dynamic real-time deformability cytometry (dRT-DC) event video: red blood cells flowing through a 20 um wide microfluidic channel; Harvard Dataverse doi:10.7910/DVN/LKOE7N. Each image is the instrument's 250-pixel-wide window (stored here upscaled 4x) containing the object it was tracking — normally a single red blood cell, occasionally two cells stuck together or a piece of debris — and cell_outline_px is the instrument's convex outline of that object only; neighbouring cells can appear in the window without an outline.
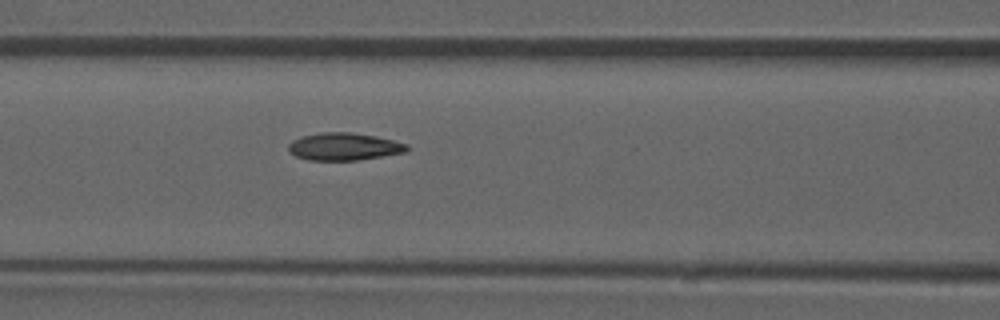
{"species": "common noctule bat (a hibernating species)", "species_latin": "Nyctalus noctula", "temperature_condition": "room temperature", "stored_images_in_passage": 41, "camera_frame_rate_fps": 3000, "um_per_image_px": 0.085, "animal": {"sex": "male", "forearm_length_mm": 52.5}, "frame": {"image": 1, "passage_image": 12, "time_ms": 3.667, "image_size_px": [1000, 320], "cell_outline_px": [[408, 148], [404, 152], [356, 160], [308, 160], [296, 156], [288, 148], [288, 144], [292, 140], [304, 136], [324, 132], [348, 132], [376, 136], [408, 144]], "centroid_in_image_um": [29.23, 12.46], "position_along_channel_um": 137.4, "area_um2": 18.61}}